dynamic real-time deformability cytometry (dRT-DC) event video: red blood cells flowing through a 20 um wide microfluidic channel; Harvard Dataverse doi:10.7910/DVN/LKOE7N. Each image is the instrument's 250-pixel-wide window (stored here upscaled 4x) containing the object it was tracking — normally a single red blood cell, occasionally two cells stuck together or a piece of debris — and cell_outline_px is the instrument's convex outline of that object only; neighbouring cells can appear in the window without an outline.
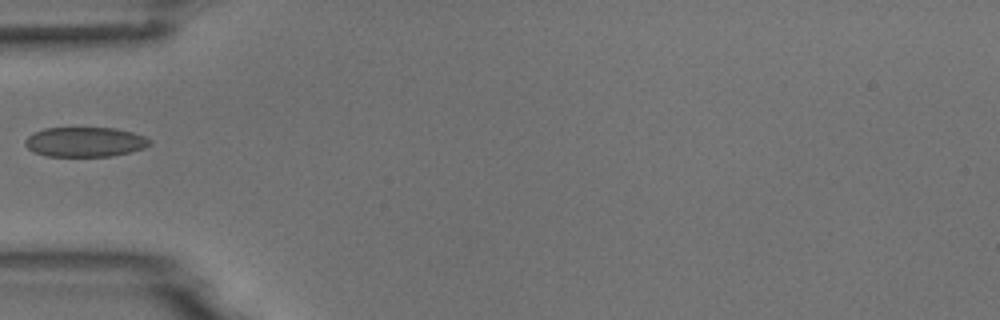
{"species": "common noctule bat (a hibernating species)", "species_latin": "Nyctalus noctula", "temperature_condition": "room temperature", "stored_images_in_passage": 3, "camera_frame_rate_fps": 3000, "um_per_image_px": 0.085, "animal": {"sex": "male", "body_mass_g": 18.8}, "frame": {"image": 1, "passage_image": 3, "time_ms": 2.333, "image_size_px": [1000, 320], "cell_outline_px": [[152, 144], [144, 148], [112, 156], [44, 156], [28, 148], [24, 144], [24, 140], [32, 132], [44, 128], [116, 128], [132, 132], [144, 136], [152, 140]], "centroid_in_image_um": [7.22, 12.06], "position_along_channel_um": 77.8, "area_um2": 21.68}}